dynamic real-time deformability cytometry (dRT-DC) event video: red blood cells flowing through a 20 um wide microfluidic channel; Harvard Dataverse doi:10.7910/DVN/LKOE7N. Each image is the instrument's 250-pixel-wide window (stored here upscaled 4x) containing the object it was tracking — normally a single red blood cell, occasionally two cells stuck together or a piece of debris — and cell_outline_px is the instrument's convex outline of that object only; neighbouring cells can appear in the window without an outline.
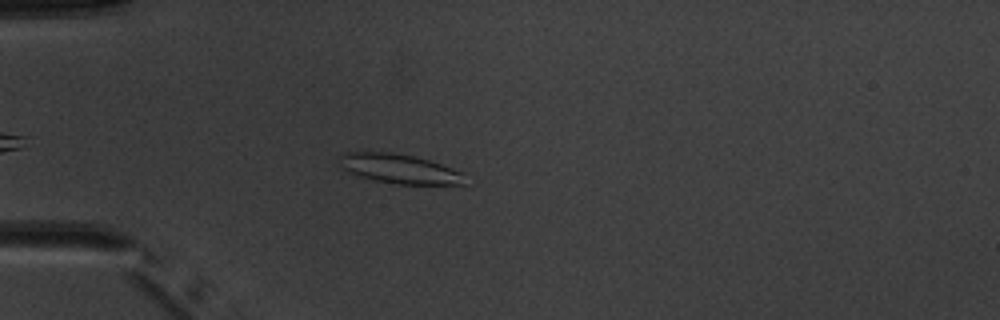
{"species": "common noctule bat (a hibernating species)", "species_latin": "Nyctalus noctula", "temperature_condition": "warm", "stored_images_in_passage": 5, "camera_frame_rate_fps": 3000, "um_per_image_px": 0.085, "animal": {"sex": "male", "body_mass_g": 20.1, "forearm_length_mm": 53.5}, "frame": {"image": 1, "passage_image": 4, "time_ms": 3.667, "image_size_px": [1000, 320], "cell_outline_px": [[464, 184], [396, 184], [376, 180], [360, 176], [348, 172], [344, 168], [340, 156], [340, 152], [364, 148], [392, 152], [416, 156], [440, 164], [460, 172]], "centroid_in_image_um": [33.8, 14.28], "position_along_channel_um": 51.2, "area_um2": 21.73}}